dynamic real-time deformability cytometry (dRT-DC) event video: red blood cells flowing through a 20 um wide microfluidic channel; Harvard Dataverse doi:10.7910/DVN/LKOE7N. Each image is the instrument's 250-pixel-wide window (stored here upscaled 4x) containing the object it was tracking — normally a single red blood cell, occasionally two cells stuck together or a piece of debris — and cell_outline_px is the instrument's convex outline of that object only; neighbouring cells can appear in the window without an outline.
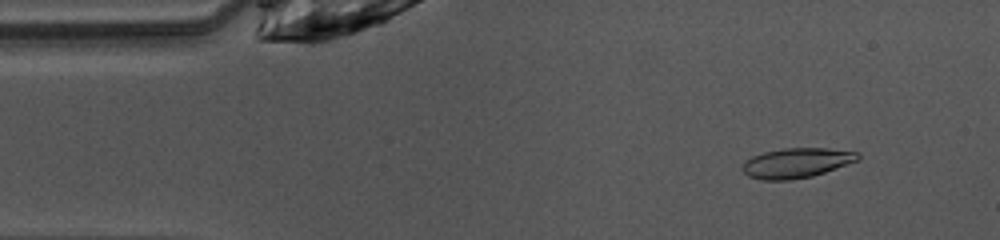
{"species": "common noctule bat (a hibernating species)", "species_latin": "Nyctalus noctula", "temperature_condition": "warm", "stored_images_in_passage": 47, "camera_frame_rate_fps": 3000, "um_per_image_px": 0.085, "animal": {"sex": "female", "body_mass_g": 10.0, "forearm_length_mm": 53.1}, "frame": {"image": 1, "passage_image": 4, "time_ms": 1.0, "image_size_px": [1000, 240], "cell_outline_px": [[860, 160], [812, 176], [788, 180], [760, 180], [748, 176], [740, 168], [744, 160], [752, 156], [764, 152], [784, 148], [828, 148], [860, 152]], "centroid_in_image_um": [67.69, 13.84], "position_along_channel_um": 17.3, "area_um2": 20.29}}
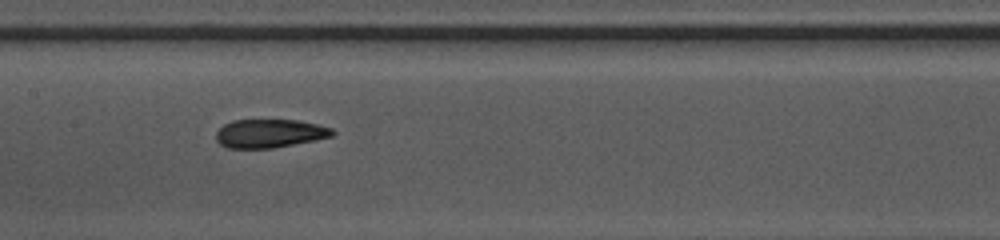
{"frame": {"image": 2, "passage_image": 21, "time_ms": 6.667, "image_size_px": [1000, 240], "cell_outline_px": [[336, 132], [332, 136], [316, 140], [272, 148], [228, 148], [220, 144], [216, 140], [216, 132], [224, 124], [232, 120], [296, 120], [316, 124], [332, 128]], "centroid_in_image_um": [22.91, 11.34], "position_along_channel_um": 184.5, "area_um2": 19.31}}
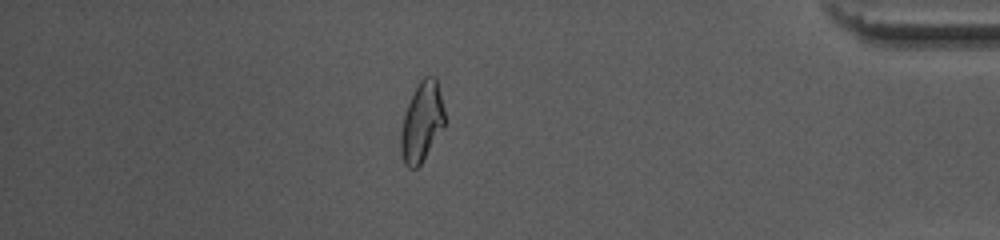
{"frame": {"image": 3, "passage_image": 40, "time_ms": 13.0, "image_size_px": [1000, 240], "cell_outline_px": [[444, 128], [420, 164], [416, 168], [408, 168], [404, 164], [400, 152], [400, 132], [404, 116], [408, 104], [420, 80], [424, 76], [436, 76], [444, 108]], "centroid_in_image_um": [35.85, 10.38], "position_along_channel_um": 399.3, "area_um2": 20.29}, "authors_computed_cell_mechanics": {"area_um2": 20.0566, "velocity_mm_per_s": 4.0697, "shape_relaxation_time_tau1_ms": 3.4303, "shape_relaxation_time_tau2_ms": 3.0742, "deformation_change_tau1": 0.159, "deformation_change_tau2": 0.076}}